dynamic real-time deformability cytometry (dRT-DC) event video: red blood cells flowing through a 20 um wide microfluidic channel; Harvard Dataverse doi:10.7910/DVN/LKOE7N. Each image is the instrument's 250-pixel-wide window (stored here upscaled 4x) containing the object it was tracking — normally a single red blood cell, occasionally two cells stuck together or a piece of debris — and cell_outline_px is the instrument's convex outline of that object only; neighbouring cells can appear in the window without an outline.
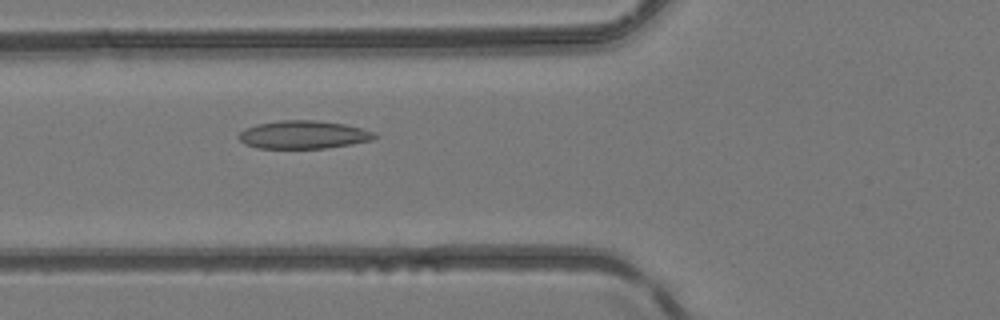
{"species": "common noctule bat (a hibernating species)", "species_latin": "Nyctalus noctula", "temperature_condition": "room temperature", "stored_images_in_passage": 49, "camera_frame_rate_fps": 3000, "um_per_image_px": 0.085, "animal": {"sex": "female", "body_mass_g": 24.6, "forearm_length_mm": 56.2}, "frame": {"image": 1, "passage_image": 19, "time_ms": 6.0, "image_size_px": [1000, 320], "cell_outline_px": [[380, 136], [372, 140], [352, 144], [324, 148], [256, 148], [244, 144], [236, 136], [244, 128], [256, 124], [280, 120], [316, 120], [344, 124], [376, 132]], "centroid_in_image_um": [25.78, 11.45], "position_along_channel_um": 100.0, "area_um2": 22.43}}
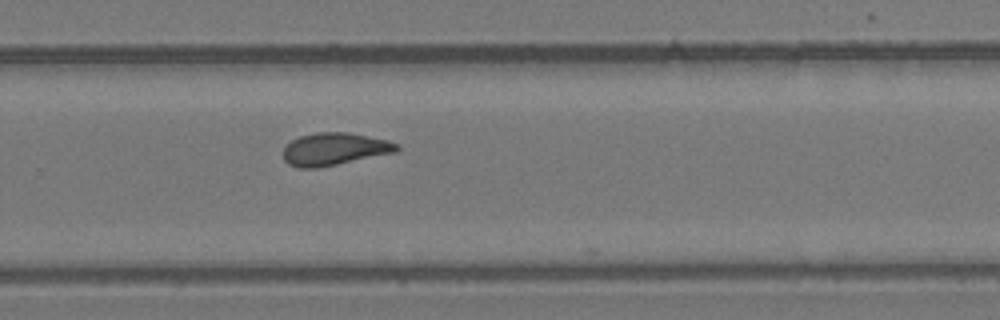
{"frame": {"image": 2, "passage_image": 33, "time_ms": 10.667, "image_size_px": [1000, 320], "cell_outline_px": [[400, 148], [396, 152], [316, 168], [296, 168], [288, 164], [284, 160], [284, 148], [292, 140], [300, 136], [316, 132], [348, 132], [388, 140], [400, 144]], "centroid_in_image_um": [28.43, 12.66], "position_along_channel_um": 301.4, "area_um2": 21.44}}
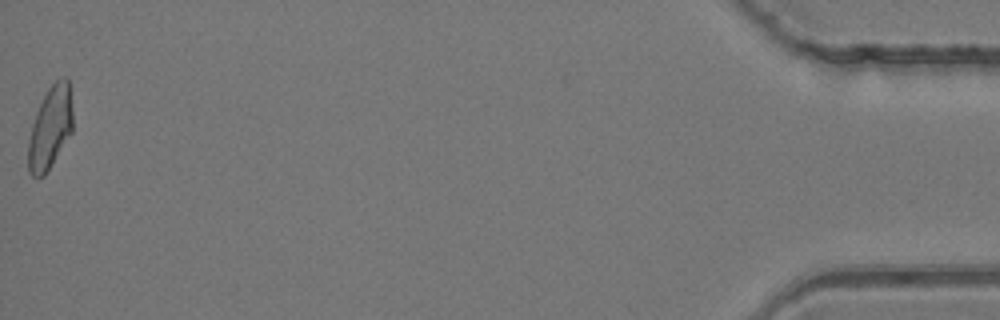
{"frame": {"image": 3, "passage_image": 49, "time_ms": 16.0, "image_size_px": [1000, 320], "cell_outline_px": [[72, 132], [44, 176], [32, 176], [28, 172], [28, 140], [32, 124], [36, 112], [48, 88], [56, 80], [64, 76], [68, 80], [72, 112]], "centroid_in_image_um": [4.25, 10.87], "position_along_channel_um": 430.9, "area_um2": 21.15}}